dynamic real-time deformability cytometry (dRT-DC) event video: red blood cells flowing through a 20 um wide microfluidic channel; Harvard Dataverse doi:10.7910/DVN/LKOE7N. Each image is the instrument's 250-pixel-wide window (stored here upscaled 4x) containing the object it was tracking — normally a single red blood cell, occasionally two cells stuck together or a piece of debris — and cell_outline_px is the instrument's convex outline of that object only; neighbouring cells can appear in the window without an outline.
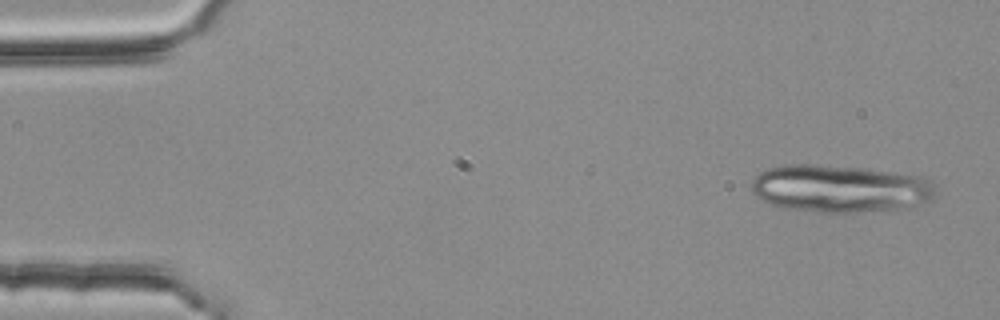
{"species": "common noctule bat (a hibernating species)", "species_latin": "Nyctalus noctula", "temperature_condition": "room temperature", "stored_images_in_passage": 4, "camera_frame_rate_fps": 3000, "um_per_image_px": 0.085, "animal": {"sex": "female", "body_mass_g": 25.1}, "frame": {"image": 1, "passage_image": 1, "time_ms": 0.0, "image_size_px": [1000, 320], "cell_outline_px": [[936, 196], [932, 200], [908, 208], [852, 212], [816, 212], [788, 208], [772, 204], [756, 196], [752, 192], [752, 180], [760, 172], [768, 168], [784, 164], [808, 164], [860, 168], [924, 176], [932, 180], [936, 184]], "centroid_in_image_um": [71.47, 16.03], "position_along_channel_um": 13.5, "area_um2": 51.15}}